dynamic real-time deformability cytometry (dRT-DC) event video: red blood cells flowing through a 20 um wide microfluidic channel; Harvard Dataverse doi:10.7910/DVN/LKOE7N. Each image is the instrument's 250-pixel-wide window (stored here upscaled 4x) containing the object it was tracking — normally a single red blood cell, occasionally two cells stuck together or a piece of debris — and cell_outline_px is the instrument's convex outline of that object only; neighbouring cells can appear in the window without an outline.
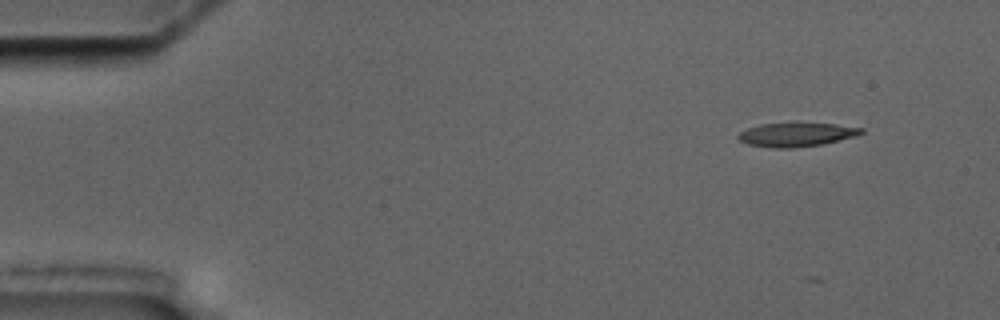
{"species": "common noctule bat (a hibernating species)", "species_latin": "Nyctalus noctula", "temperature_condition": "cold", "stored_images_in_passage": 6, "camera_frame_rate_fps": 3000, "um_per_image_px": 0.085, "animal": {"sex": "male", "body_mass_g": 17.5, "forearm_length_mm": 52.3}, "frame": {"image": 1, "passage_image": 2, "time_ms": 1.333, "image_size_px": [1000, 320], "cell_outline_px": [[864, 132], [856, 136], [824, 144], [792, 148], [772, 148], [748, 144], [740, 140], [736, 136], [740, 132], [748, 128], [760, 124], [836, 124], [864, 128]], "centroid_in_image_um": [67.71, 11.46], "position_along_channel_um": 17.3, "area_um2": 16.88}}
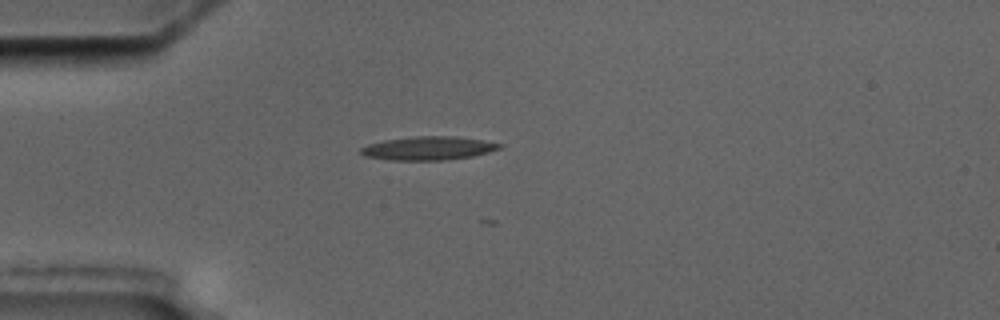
{"frame": {"image": 2, "passage_image": 5, "time_ms": 4.667, "image_size_px": [1000, 320], "cell_outline_px": [[504, 144], [500, 148], [488, 152], [472, 156], [448, 160], [392, 160], [364, 156], [360, 152], [360, 148], [368, 144], [384, 140], [416, 136], [456, 136]], "centroid_in_image_um": [36.39, 12.6], "position_along_channel_um": 48.6, "area_um2": 18.96}}